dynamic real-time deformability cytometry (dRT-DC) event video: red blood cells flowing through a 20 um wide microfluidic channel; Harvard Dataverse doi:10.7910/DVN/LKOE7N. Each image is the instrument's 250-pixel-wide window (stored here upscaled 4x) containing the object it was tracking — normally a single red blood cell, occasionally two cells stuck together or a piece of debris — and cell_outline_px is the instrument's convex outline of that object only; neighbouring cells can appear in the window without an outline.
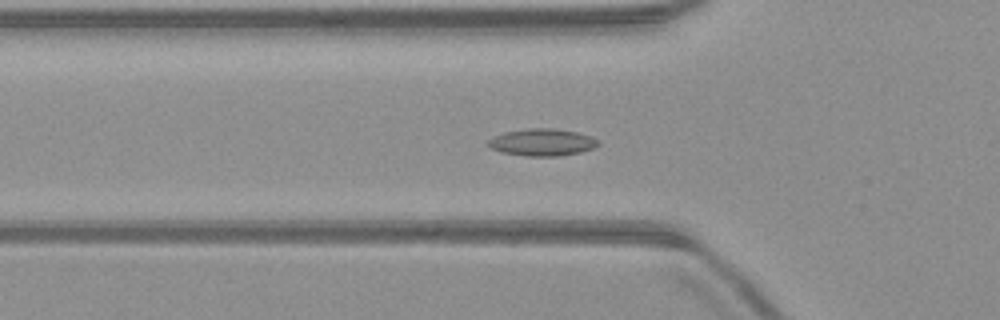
{"species": "common noctule bat (a hibernating species)", "species_latin": "Nyctalus noctula", "temperature_condition": "warm", "stored_images_in_passage": 50, "camera_frame_rate_fps": 3000, "um_per_image_px": 0.085, "animal": {"sex": "male", "body_mass_g": 23.1, "forearm_length_mm": 52.7}, "frame": {"image": 1, "passage_image": 16, "time_ms": 5.0, "image_size_px": [1000, 320], "cell_outline_px": [[600, 144], [592, 148], [580, 152], [560, 156], [528, 156], [500, 152], [484, 144], [492, 136], [504, 132], [528, 128], [556, 128], [576, 132], [592, 136], [600, 140]], "centroid_in_image_um": [46.07, 12.09], "position_along_channel_um": 79.7, "area_um2": 17.63}}
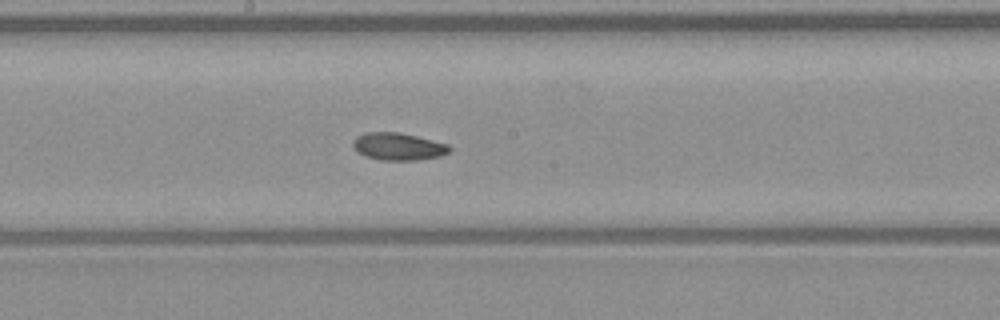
{"frame": {"image": 2, "passage_image": 26, "time_ms": 8.333, "image_size_px": [1000, 320], "cell_outline_px": [[452, 148], [448, 152], [440, 156], [420, 160], [380, 160], [364, 156], [356, 152], [352, 144], [352, 140], [356, 136], [364, 132], [400, 132], [448, 144]], "centroid_in_image_um": [33.8, 12.45], "position_along_channel_um": 214.4, "area_um2": 15.61}}
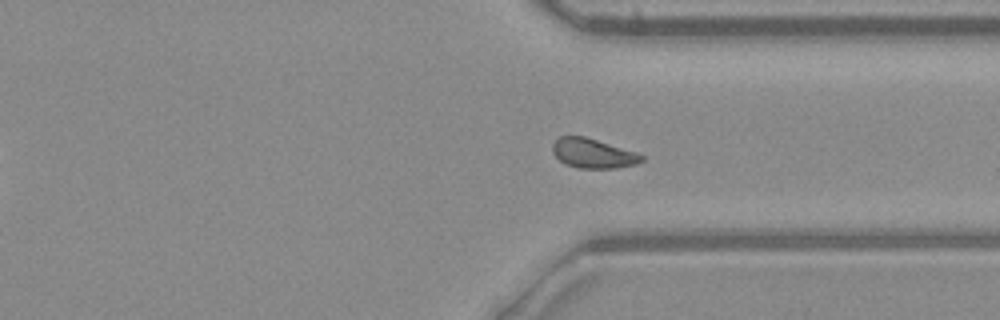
{"frame": {"image": 3, "passage_image": 37, "time_ms": 12.0, "image_size_px": [1000, 320], "cell_outline_px": [[644, 160], [636, 164], [616, 168], [580, 168], [564, 164], [552, 152], [552, 144], [560, 136], [584, 136], [636, 152], [644, 156]], "centroid_in_image_um": [50.4, 13.04], "position_along_channel_um": 361.0, "area_um2": 15.26}, "authors_computed_cell_mechanics": {"area_um2": 15.8083, "velocity_mm_per_s": 4.0064, "shape_relaxation_time_tau1_ms": null, "shape_relaxation_time_tau2_ms": 4.4717, "deformation_change_tau1": null, "deformation_change_tau2": 0.1067}}